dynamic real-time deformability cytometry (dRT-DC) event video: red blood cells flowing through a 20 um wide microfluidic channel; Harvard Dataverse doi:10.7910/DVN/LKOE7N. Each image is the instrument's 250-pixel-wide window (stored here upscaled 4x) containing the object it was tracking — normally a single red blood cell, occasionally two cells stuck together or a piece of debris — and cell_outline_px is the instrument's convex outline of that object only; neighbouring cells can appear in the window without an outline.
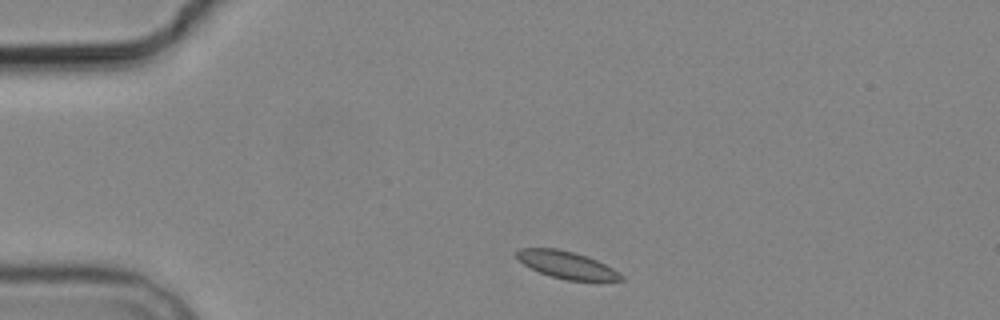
{"species": "common noctule bat (a hibernating species)", "species_latin": "Nyctalus noctula", "temperature_condition": "cold", "stored_images_in_passage": 4, "camera_frame_rate_fps": 3000, "um_per_image_px": 0.085, "animal": {"sex": "male", "body_mass_g": 19.2, "forearm_length_mm": 51.8}, "frame": {"image": 1, "passage_image": 1, "time_ms": 0.0, "image_size_px": [1000, 320], "cell_outline_px": [[624, 280], [564, 280], [540, 272], [524, 264], [516, 256], [516, 252], [520, 248], [556, 248], [588, 256], [620, 272], [624, 276]], "centroid_in_image_um": [48.18, 22.51], "position_along_channel_um": 36.8, "area_um2": 16.3}}
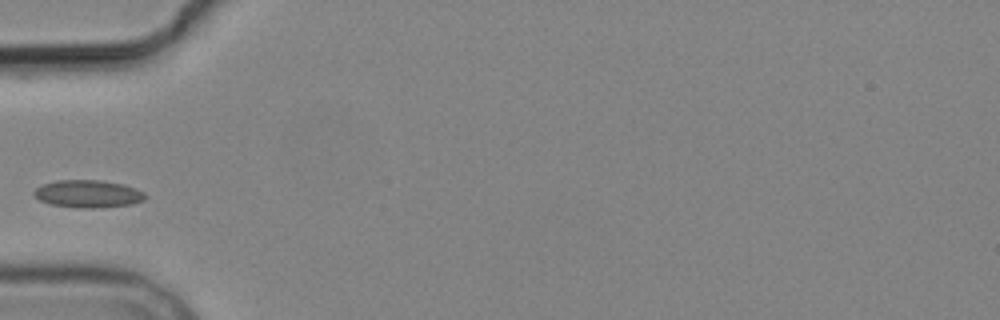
{"frame": {"image": 2, "passage_image": 3, "time_ms": 2.333, "image_size_px": [1000, 320], "cell_outline_px": [[148, 196], [144, 200], [132, 204], [100, 208], [76, 208], [52, 204], [40, 200], [32, 196], [32, 192], [36, 188], [44, 184], [56, 180], [100, 180], [124, 184], [136, 188], [144, 192]], "centroid_in_image_um": [7.5, 16.48], "position_along_channel_um": 77.5, "area_um2": 18.09}}
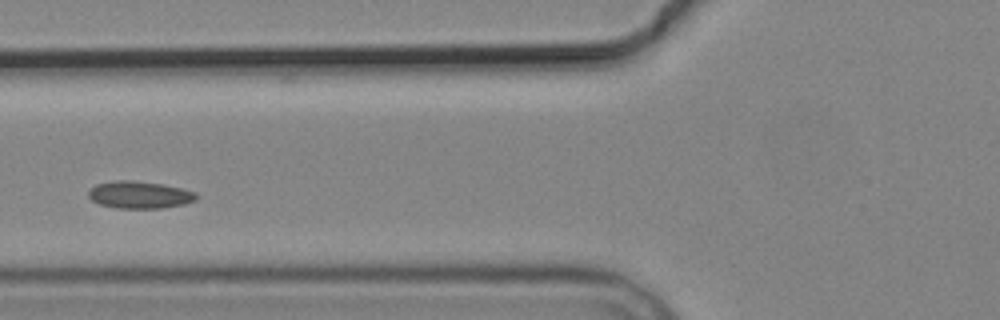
{"frame": {"image": 3, "passage_image": 4, "time_ms": 3.333, "image_size_px": [1000, 320], "cell_outline_px": [[200, 196], [196, 200], [184, 204], [160, 208], [116, 208], [100, 204], [92, 200], [88, 196], [88, 192], [96, 184], [116, 180], [132, 180], [164, 184], [196, 192]], "centroid_in_image_um": [11.89, 16.55], "position_along_channel_um": 113.9, "area_um2": 17.17}}